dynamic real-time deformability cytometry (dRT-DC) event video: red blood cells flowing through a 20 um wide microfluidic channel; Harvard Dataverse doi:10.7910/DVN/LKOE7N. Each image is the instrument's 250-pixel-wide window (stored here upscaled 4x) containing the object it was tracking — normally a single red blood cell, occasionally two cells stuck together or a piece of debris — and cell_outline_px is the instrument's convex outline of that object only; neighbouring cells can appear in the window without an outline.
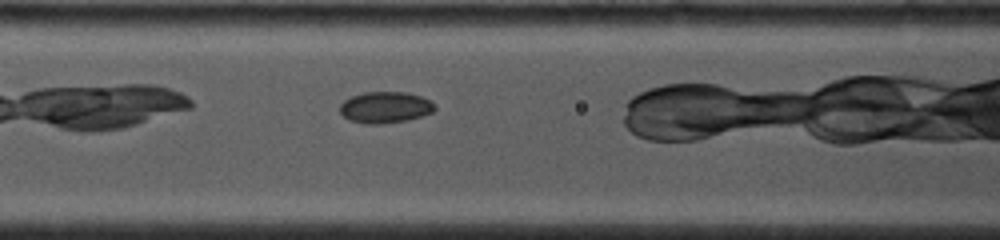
{"species": "common noctule bat (a hibernating species)", "species_latin": "Nyctalus noctula", "temperature_condition": "cold", "stored_images_in_passage": 30, "camera_frame_rate_fps": 4000, "um_per_image_px": 0.085, "animal": {"sex": "female", "body_mass_g": 19.0, "forearm_length_mm": 53.3}, "frame": {"image": 1, "passage_image": 10, "time_ms": 1.75, "image_size_px": [1000, 240], "cell_outline_px": [[436, 108], [432, 112], [408, 120], [380, 124], [364, 124], [348, 120], [340, 112], [340, 104], [344, 100], [352, 96], [364, 92], [408, 92], [420, 96], [436, 104]], "centroid_in_image_um": [32.73, 9.13], "position_along_channel_um": 133.9, "area_um2": 17.4}}